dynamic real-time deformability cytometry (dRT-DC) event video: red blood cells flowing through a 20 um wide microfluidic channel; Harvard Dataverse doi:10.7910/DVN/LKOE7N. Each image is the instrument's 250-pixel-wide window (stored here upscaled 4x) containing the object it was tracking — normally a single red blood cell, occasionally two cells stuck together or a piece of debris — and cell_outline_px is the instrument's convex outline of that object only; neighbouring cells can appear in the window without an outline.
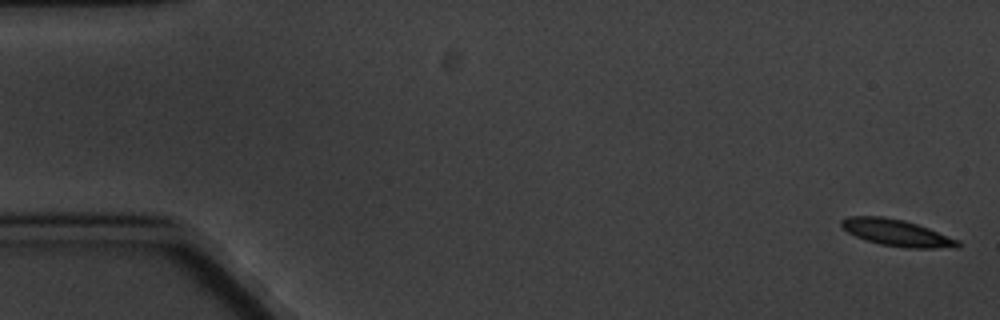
{"species": "common noctule bat (a hibernating species)", "species_latin": "Nyctalus noctula", "temperature_condition": "cold", "stored_images_in_passage": 9, "camera_frame_rate_fps": 3000, "um_per_image_px": 0.085, "animal": {"sex": "male", "body_mass_g": 20.1, "forearm_length_mm": 53.5}, "frame": {"image": 1, "passage_image": 1, "time_ms": 0.0, "image_size_px": [1000, 320], "cell_outline_px": [[960, 248], [908, 248], [880, 244], [856, 236], [848, 232], [840, 224], [840, 220], [848, 216], [884, 216], [904, 220], [928, 228], [960, 240]], "centroid_in_image_um": [76.25, 19.78], "position_along_channel_um": 8.7, "area_um2": 18.03}}
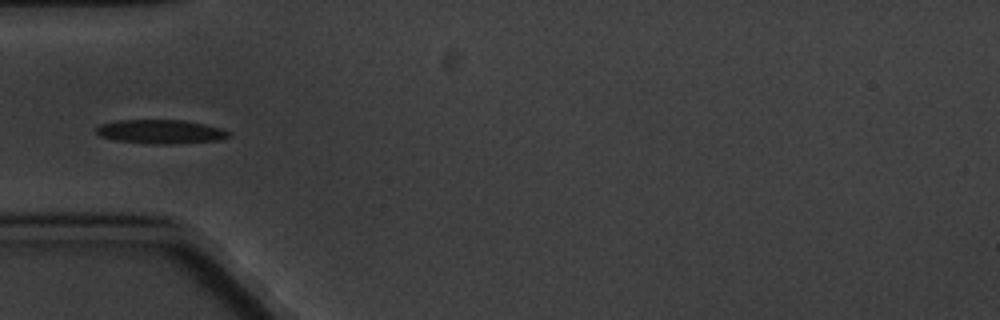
{"frame": {"image": 2, "passage_image": 6, "time_ms": 6.0, "image_size_px": [1000, 320], "cell_outline_px": [[232, 136], [220, 140], [172, 144], [148, 144], [116, 140], [100, 136], [96, 132], [96, 128], [100, 124], [116, 120], [184, 120], [204, 124], [220, 128], [232, 132]], "centroid_in_image_um": [13.68, 11.19], "position_along_channel_um": 71.3, "area_um2": 18.67}}
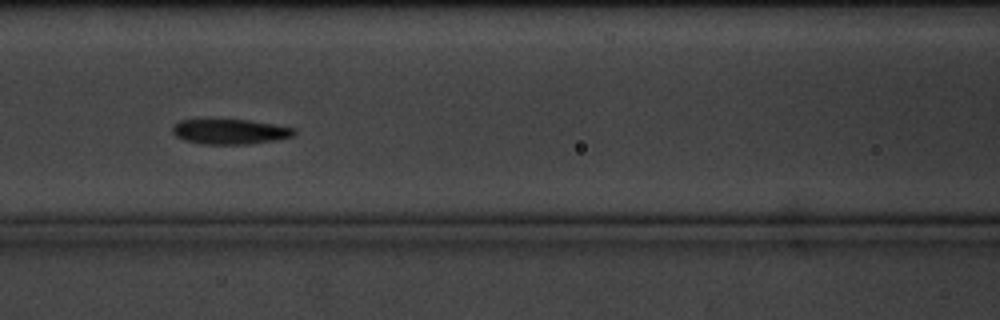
{"frame": {"image": 3, "passage_image": 8, "time_ms": 8.333, "image_size_px": [1000, 320], "cell_outline_px": [[296, 132], [292, 136], [272, 140], [248, 144], [200, 144], [184, 140], [176, 136], [172, 132], [172, 124], [180, 120], [248, 120], [296, 128]], "centroid_in_image_um": [19.5, 11.19], "position_along_channel_um": 147.1, "area_um2": 17.63}}